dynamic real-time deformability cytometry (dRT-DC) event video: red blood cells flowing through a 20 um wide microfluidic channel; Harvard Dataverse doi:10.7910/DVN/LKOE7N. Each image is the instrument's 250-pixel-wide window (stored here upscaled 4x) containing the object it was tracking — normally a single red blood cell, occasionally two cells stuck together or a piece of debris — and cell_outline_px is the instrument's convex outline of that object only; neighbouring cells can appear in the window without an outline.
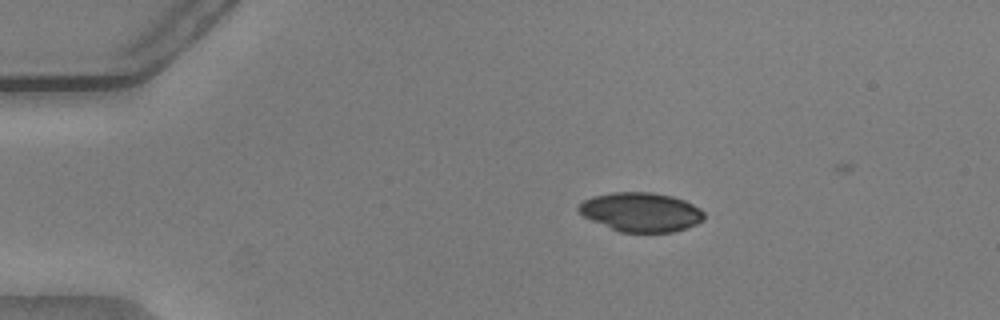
{"species": "common noctule bat (a hibernating species)", "species_latin": "Nyctalus noctula", "temperature_condition": "warm", "stored_images_in_passage": 44, "camera_frame_rate_fps": 3000, "um_per_image_px": 0.085, "animal": {"sex": "male", "body_mass_g": 20.5, "forearm_length_mm": 52.5}, "frame": {"image": 1, "passage_image": 1, "time_ms": 0.0, "image_size_px": [1000, 320], "cell_outline_px": [[704, 220], [688, 228], [672, 232], [620, 232], [592, 220], [584, 216], [576, 208], [584, 200], [592, 196], [612, 192], [652, 192], [672, 196], [684, 200], [700, 208], [704, 212]], "centroid_in_image_um": [54.5, 18.02], "position_along_channel_um": 30.5, "area_um2": 28.61}}
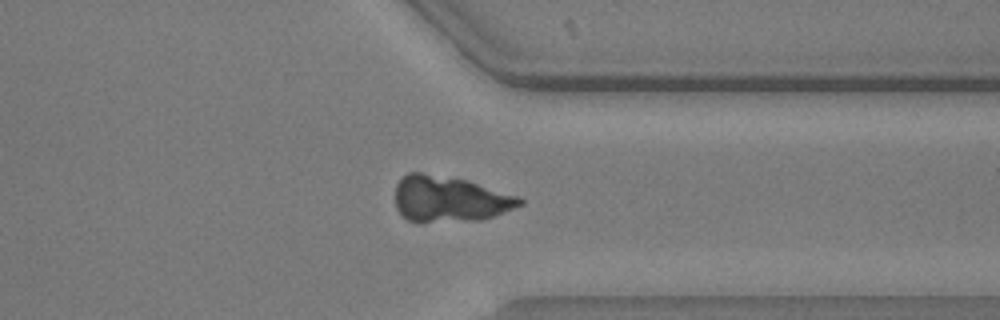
{"frame": {"image": 2, "passage_image": 33, "time_ms": 10.667, "image_size_px": [1000, 320], "cell_outline_px": [[524, 204], [496, 216], [480, 220], [408, 220], [396, 208], [396, 184], [408, 172], [420, 172], [468, 180], [520, 196], [524, 200]], "centroid_in_image_um": [38.28, 16.89], "position_along_channel_um": 373.1, "area_um2": 32.95}}
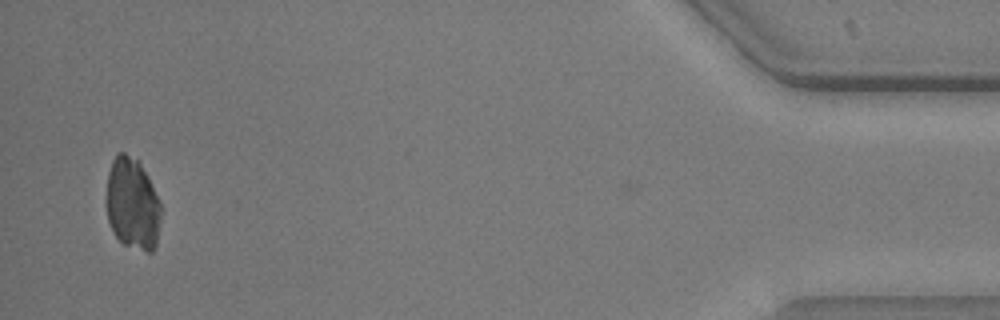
{"frame": {"image": 3, "passage_image": 43, "time_ms": 14.0, "image_size_px": [1000, 320], "cell_outline_px": [[160, 220], [156, 248], [152, 252], [148, 252], [124, 244], [116, 236], [108, 220], [104, 200], [108, 172], [112, 160], [116, 152], [124, 152], [140, 160], [160, 200]], "centroid_in_image_um": [11.24, 17.28], "position_along_channel_um": 424.0, "area_um2": 29.88}}